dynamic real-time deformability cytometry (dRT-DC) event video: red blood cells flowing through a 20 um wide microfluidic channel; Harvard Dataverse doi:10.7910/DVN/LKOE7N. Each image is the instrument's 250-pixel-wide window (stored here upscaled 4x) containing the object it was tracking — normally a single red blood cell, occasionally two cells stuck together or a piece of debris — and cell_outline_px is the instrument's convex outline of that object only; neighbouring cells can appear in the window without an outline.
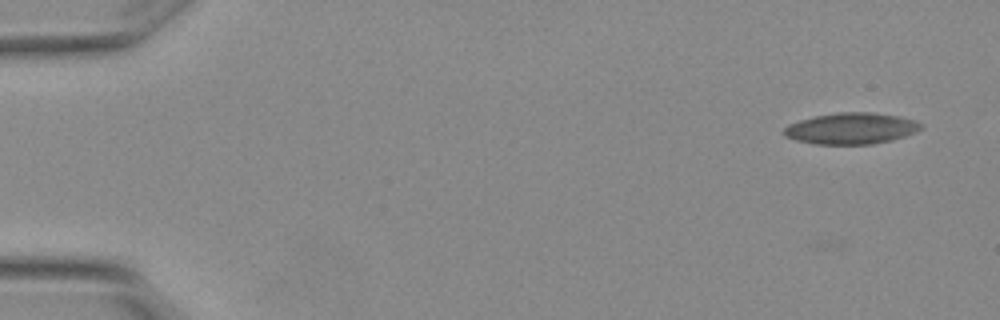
{"species": "Egyptian fruit bat (a non-hibernating species)", "species_latin": "Rousettus aegyptiacus", "temperature_condition": "warm", "stored_images_in_passage": 6, "camera_frame_rate_fps": 3000, "um_per_image_px": 0.085, "animal": {"sex": "female"}, "frame": {"image": 1, "passage_image": 1, "time_ms": 0.0, "image_size_px": [1000, 320], "cell_outline_px": [[924, 128], [904, 136], [892, 140], [872, 144], [816, 144], [796, 140], [784, 136], [784, 128], [788, 124], [800, 120], [816, 116], [840, 112], [868, 112], [896, 116], [916, 120]], "centroid_in_image_um": [72.34, 10.92], "position_along_channel_um": 12.7, "area_um2": 24.74}}
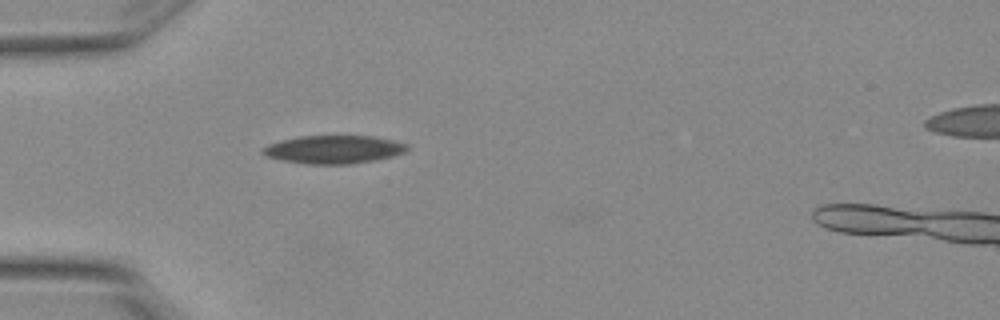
{"frame": {"image": 2, "passage_image": 5, "time_ms": 1.333, "image_size_px": [1000, 320], "cell_outline_px": [[408, 148], [404, 152], [392, 156], [352, 164], [308, 164], [280, 160], [264, 156], [260, 152], [260, 148], [268, 144], [280, 140], [300, 136], [372, 136], [392, 140], [408, 144]], "centroid_in_image_um": [28.28, 12.7], "position_along_channel_um": 56.7, "area_um2": 23.76}}